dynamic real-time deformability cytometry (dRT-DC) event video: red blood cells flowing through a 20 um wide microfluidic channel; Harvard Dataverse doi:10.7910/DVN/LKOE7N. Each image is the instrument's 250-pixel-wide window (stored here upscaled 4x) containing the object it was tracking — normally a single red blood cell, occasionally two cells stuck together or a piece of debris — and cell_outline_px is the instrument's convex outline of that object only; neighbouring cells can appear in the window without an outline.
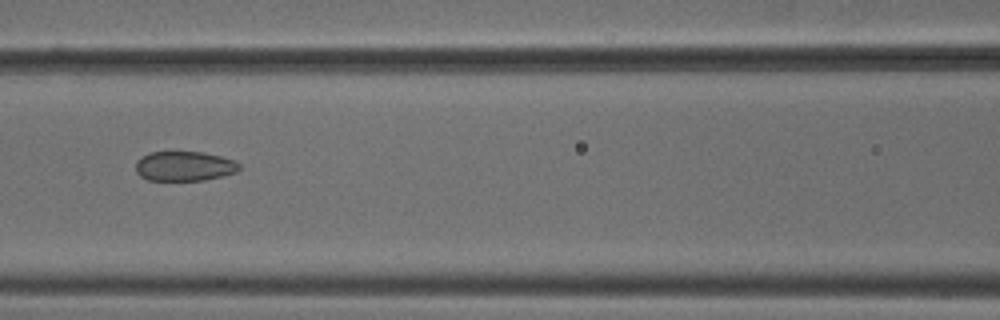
{"species": "common noctule bat (a hibernating species)", "species_latin": "Nyctalus noctula", "temperature_condition": "cold", "stored_images_in_passage": 7, "camera_frame_rate_fps": 3000, "um_per_image_px": 0.085, "animal": {"sex": "male", "body_mass_g": 18.8}, "frame": {"image": 1, "passage_image": 7, "time_ms": 2.0, "image_size_px": [1000, 320], "cell_outline_px": [[240, 168], [236, 172], [224, 176], [204, 180], [148, 180], [140, 176], [136, 172], [136, 160], [140, 156], [148, 152], [204, 152], [236, 160], [240, 164]], "centroid_in_image_um": [15.67, 14.12], "position_along_channel_um": 150.9, "area_um2": 18.15}}